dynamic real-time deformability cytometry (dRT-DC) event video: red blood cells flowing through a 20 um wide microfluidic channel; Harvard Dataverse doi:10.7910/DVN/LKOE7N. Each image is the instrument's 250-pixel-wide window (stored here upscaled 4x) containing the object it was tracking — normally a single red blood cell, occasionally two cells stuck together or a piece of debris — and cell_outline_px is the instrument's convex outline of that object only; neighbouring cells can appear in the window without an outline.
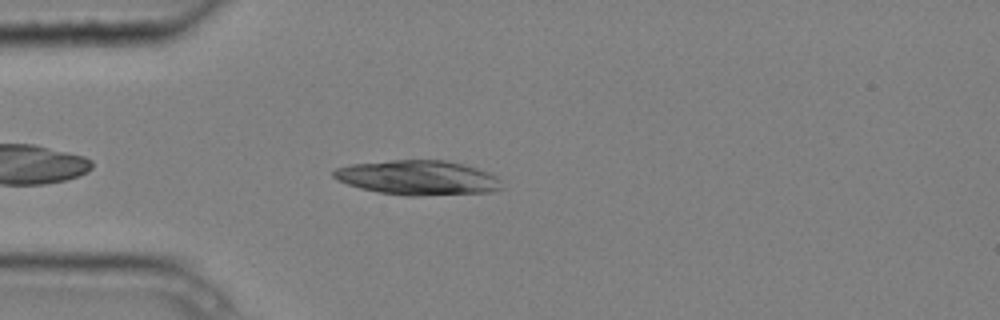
{"species": "common noctule bat (a hibernating species)", "species_latin": "Nyctalus noctula", "temperature_condition": "cold", "stored_images_in_passage": 4, "camera_frame_rate_fps": 3000, "um_per_image_px": 0.085, "animal": {"sex": "male", "body_mass_g": 20.4}, "frame": {"image": 1, "passage_image": 3, "time_ms": 0.667, "image_size_px": [1000, 320], "cell_outline_px": [[504, 188], [492, 192], [420, 196], [404, 196], [376, 192], [360, 188], [336, 180], [332, 176], [332, 172], [336, 168], [352, 164], [392, 160], [444, 160], [464, 164], [488, 172], [496, 176], [500, 180]], "centroid_in_image_um": [35.53, 15.11], "position_along_channel_um": 49.5, "area_um2": 34.22}}